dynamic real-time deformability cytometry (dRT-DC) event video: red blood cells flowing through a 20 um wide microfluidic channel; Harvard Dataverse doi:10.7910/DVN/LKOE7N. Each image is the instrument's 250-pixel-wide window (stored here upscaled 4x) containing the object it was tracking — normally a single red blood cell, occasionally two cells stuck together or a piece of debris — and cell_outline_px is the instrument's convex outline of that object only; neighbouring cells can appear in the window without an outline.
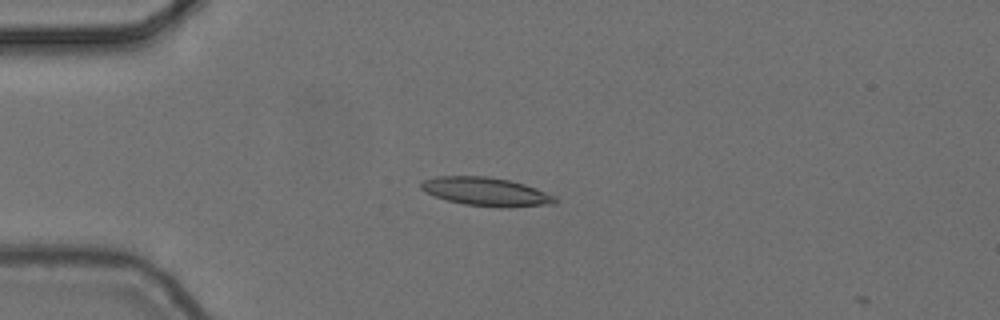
{"species": "common noctule bat (a hibernating species)", "species_latin": "Nyctalus noctula", "temperature_condition": "cold", "stored_images_in_passage": 4, "camera_frame_rate_fps": 3000, "um_per_image_px": 0.085, "animal": {"sex": "female", "body_mass_g": 24.6, "forearm_length_mm": 56.2}, "frame": {"image": 1, "passage_image": 3, "time_ms": 0.667, "image_size_px": [1000, 320], "cell_outline_px": [[556, 204], [500, 208], [464, 204], [448, 200], [436, 196], [420, 188], [420, 184], [424, 180], [436, 176], [484, 176], [508, 180], [524, 184], [536, 188], [556, 196]], "centroid_in_image_um": [41.35, 16.3], "position_along_channel_um": 43.6, "area_um2": 22.14}}